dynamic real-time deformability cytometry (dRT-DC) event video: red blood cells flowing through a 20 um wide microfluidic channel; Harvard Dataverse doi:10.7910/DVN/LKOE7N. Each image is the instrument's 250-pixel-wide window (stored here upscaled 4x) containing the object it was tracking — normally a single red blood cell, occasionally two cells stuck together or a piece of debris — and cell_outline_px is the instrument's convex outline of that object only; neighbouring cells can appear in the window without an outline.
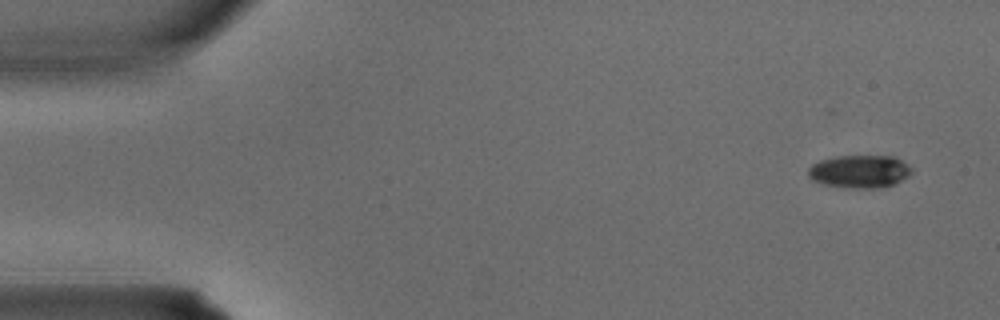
{"species": "common noctule bat (a hibernating species)", "species_latin": "Nyctalus noctula", "temperature_condition": "warm", "stored_images_in_passage": 2, "camera_frame_rate_fps": 3000, "um_per_image_px": 0.085, "animal": {"sex": "male", "body_mass_g": 15.6}, "frame": {"image": 1, "passage_image": 1, "time_ms": 0.0, "image_size_px": [1000, 320], "cell_outline_px": [[912, 172], [908, 176], [896, 184], [884, 188], [848, 188], [820, 184], [812, 180], [808, 176], [808, 168], [812, 164], [820, 160], [836, 156], [892, 156], [908, 164], [912, 168]], "centroid_in_image_um": [73.06, 14.59], "position_along_channel_um": 11.9, "area_um2": 20.11}}